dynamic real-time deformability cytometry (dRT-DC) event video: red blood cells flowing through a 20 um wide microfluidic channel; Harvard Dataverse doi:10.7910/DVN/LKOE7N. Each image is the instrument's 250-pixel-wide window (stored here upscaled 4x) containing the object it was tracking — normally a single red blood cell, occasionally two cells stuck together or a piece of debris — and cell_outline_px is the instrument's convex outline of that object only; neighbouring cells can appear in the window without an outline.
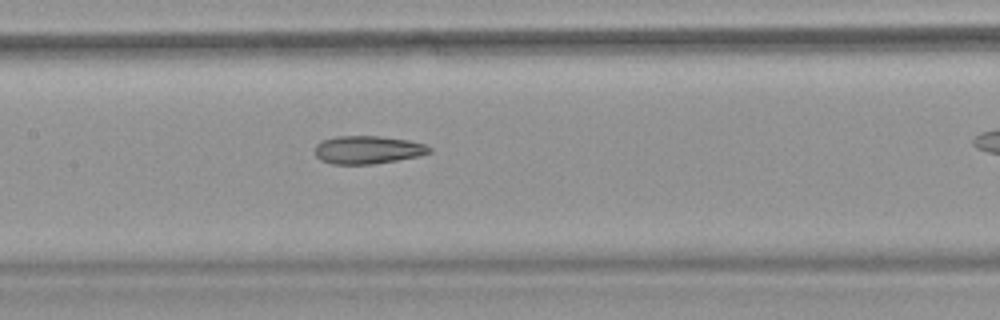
{"species": "common noctule bat (a hibernating species)", "species_latin": "Nyctalus noctula", "temperature_condition": "warm", "stored_images_in_passage": 52, "camera_frame_rate_fps": 3000, "um_per_image_px": 0.085, "animal": {"sex": "female", "body_mass_g": 18.4}, "frame": {"image": 1, "passage_image": 30, "time_ms": 9.667, "image_size_px": [1000, 320], "cell_outline_px": [[432, 152], [420, 156], [372, 164], [332, 164], [320, 160], [316, 156], [316, 144], [320, 140], [336, 136], [380, 136], [408, 140], [424, 144], [432, 148]], "centroid_in_image_um": [31.25, 12.73], "position_along_channel_um": 176.1, "area_um2": 18.79}}